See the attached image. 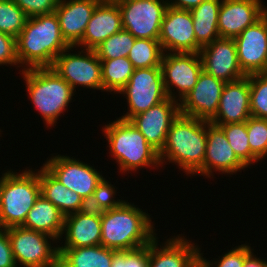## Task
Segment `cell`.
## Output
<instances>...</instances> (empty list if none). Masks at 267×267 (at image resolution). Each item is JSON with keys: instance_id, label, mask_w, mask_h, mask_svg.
<instances>
[{"instance_id": "f546056e", "label": "cell", "mask_w": 267, "mask_h": 267, "mask_svg": "<svg viewBox=\"0 0 267 267\" xmlns=\"http://www.w3.org/2000/svg\"><path fill=\"white\" fill-rule=\"evenodd\" d=\"M164 51L159 40L136 38L128 59L134 69L161 67Z\"/></svg>"}, {"instance_id": "3957f363", "label": "cell", "mask_w": 267, "mask_h": 267, "mask_svg": "<svg viewBox=\"0 0 267 267\" xmlns=\"http://www.w3.org/2000/svg\"><path fill=\"white\" fill-rule=\"evenodd\" d=\"M206 143L207 121L179 114L159 152L161 168L167 162L174 163L186 175L193 176L203 166Z\"/></svg>"}, {"instance_id": "5b68a950", "label": "cell", "mask_w": 267, "mask_h": 267, "mask_svg": "<svg viewBox=\"0 0 267 267\" xmlns=\"http://www.w3.org/2000/svg\"><path fill=\"white\" fill-rule=\"evenodd\" d=\"M21 72L33 107L41 114L47 128L56 126L59 116L61 117L62 113L64 115L76 92L51 67Z\"/></svg>"}, {"instance_id": "4dcf8cb0", "label": "cell", "mask_w": 267, "mask_h": 267, "mask_svg": "<svg viewBox=\"0 0 267 267\" xmlns=\"http://www.w3.org/2000/svg\"><path fill=\"white\" fill-rule=\"evenodd\" d=\"M225 133L229 145L232 147L237 158L247 167L250 168L259 160L251 153L247 136V121L243 123H233L218 125ZM251 165V166H250Z\"/></svg>"}, {"instance_id": "60d3db41", "label": "cell", "mask_w": 267, "mask_h": 267, "mask_svg": "<svg viewBox=\"0 0 267 267\" xmlns=\"http://www.w3.org/2000/svg\"><path fill=\"white\" fill-rule=\"evenodd\" d=\"M0 267H17L11 244L9 241L8 228L0 227Z\"/></svg>"}, {"instance_id": "b9f144b4", "label": "cell", "mask_w": 267, "mask_h": 267, "mask_svg": "<svg viewBox=\"0 0 267 267\" xmlns=\"http://www.w3.org/2000/svg\"><path fill=\"white\" fill-rule=\"evenodd\" d=\"M169 7L181 10H191L199 6L204 0H166Z\"/></svg>"}, {"instance_id": "2e32d148", "label": "cell", "mask_w": 267, "mask_h": 267, "mask_svg": "<svg viewBox=\"0 0 267 267\" xmlns=\"http://www.w3.org/2000/svg\"><path fill=\"white\" fill-rule=\"evenodd\" d=\"M225 84L202 70L193 89L179 103L180 114L210 122L218 110Z\"/></svg>"}, {"instance_id": "ac0fdd59", "label": "cell", "mask_w": 267, "mask_h": 267, "mask_svg": "<svg viewBox=\"0 0 267 267\" xmlns=\"http://www.w3.org/2000/svg\"><path fill=\"white\" fill-rule=\"evenodd\" d=\"M182 235L169 237L161 245L156 236L149 243V267H200L199 245Z\"/></svg>"}, {"instance_id": "e0dca14e", "label": "cell", "mask_w": 267, "mask_h": 267, "mask_svg": "<svg viewBox=\"0 0 267 267\" xmlns=\"http://www.w3.org/2000/svg\"><path fill=\"white\" fill-rule=\"evenodd\" d=\"M179 114V102L168 97L147 111L133 116L129 121L141 132L147 142L160 152L165 145L170 126Z\"/></svg>"}, {"instance_id": "f35d334b", "label": "cell", "mask_w": 267, "mask_h": 267, "mask_svg": "<svg viewBox=\"0 0 267 267\" xmlns=\"http://www.w3.org/2000/svg\"><path fill=\"white\" fill-rule=\"evenodd\" d=\"M16 3L27 15L34 17L54 13L59 0H12Z\"/></svg>"}, {"instance_id": "83f0119b", "label": "cell", "mask_w": 267, "mask_h": 267, "mask_svg": "<svg viewBox=\"0 0 267 267\" xmlns=\"http://www.w3.org/2000/svg\"><path fill=\"white\" fill-rule=\"evenodd\" d=\"M222 0H204L199 6L190 10L196 42L204 47L219 39L218 13Z\"/></svg>"}, {"instance_id": "9c48e42d", "label": "cell", "mask_w": 267, "mask_h": 267, "mask_svg": "<svg viewBox=\"0 0 267 267\" xmlns=\"http://www.w3.org/2000/svg\"><path fill=\"white\" fill-rule=\"evenodd\" d=\"M74 48L75 46H70L61 52L51 68L66 80L75 92L78 86L103 91L101 61L95 51L81 49L78 53H73Z\"/></svg>"}, {"instance_id": "7bdbcfd3", "label": "cell", "mask_w": 267, "mask_h": 267, "mask_svg": "<svg viewBox=\"0 0 267 267\" xmlns=\"http://www.w3.org/2000/svg\"><path fill=\"white\" fill-rule=\"evenodd\" d=\"M243 267H267V261L260 259L253 251L245 258Z\"/></svg>"}, {"instance_id": "44dd1931", "label": "cell", "mask_w": 267, "mask_h": 267, "mask_svg": "<svg viewBox=\"0 0 267 267\" xmlns=\"http://www.w3.org/2000/svg\"><path fill=\"white\" fill-rule=\"evenodd\" d=\"M250 116V86L247 75L224 85L218 110L210 122L215 125L243 123Z\"/></svg>"}, {"instance_id": "74e56055", "label": "cell", "mask_w": 267, "mask_h": 267, "mask_svg": "<svg viewBox=\"0 0 267 267\" xmlns=\"http://www.w3.org/2000/svg\"><path fill=\"white\" fill-rule=\"evenodd\" d=\"M111 267H149V244L133 250L117 251Z\"/></svg>"}, {"instance_id": "9a60e30c", "label": "cell", "mask_w": 267, "mask_h": 267, "mask_svg": "<svg viewBox=\"0 0 267 267\" xmlns=\"http://www.w3.org/2000/svg\"><path fill=\"white\" fill-rule=\"evenodd\" d=\"M245 168L247 167L237 158L229 145L222 128L207 121L206 154L203 166L194 176H206L205 178L208 177L210 179L211 176H214V172L217 173V171L220 174L234 175L239 171L242 172Z\"/></svg>"}, {"instance_id": "52a82bcc", "label": "cell", "mask_w": 267, "mask_h": 267, "mask_svg": "<svg viewBox=\"0 0 267 267\" xmlns=\"http://www.w3.org/2000/svg\"><path fill=\"white\" fill-rule=\"evenodd\" d=\"M8 235L17 267H59V241L54 237L23 226L9 227Z\"/></svg>"}, {"instance_id": "30bf717a", "label": "cell", "mask_w": 267, "mask_h": 267, "mask_svg": "<svg viewBox=\"0 0 267 267\" xmlns=\"http://www.w3.org/2000/svg\"><path fill=\"white\" fill-rule=\"evenodd\" d=\"M122 26L135 38L158 40L168 3L165 0H116Z\"/></svg>"}, {"instance_id": "8992f818", "label": "cell", "mask_w": 267, "mask_h": 267, "mask_svg": "<svg viewBox=\"0 0 267 267\" xmlns=\"http://www.w3.org/2000/svg\"><path fill=\"white\" fill-rule=\"evenodd\" d=\"M5 170L0 176V227L21 226L40 196L38 170Z\"/></svg>"}, {"instance_id": "4316f807", "label": "cell", "mask_w": 267, "mask_h": 267, "mask_svg": "<svg viewBox=\"0 0 267 267\" xmlns=\"http://www.w3.org/2000/svg\"><path fill=\"white\" fill-rule=\"evenodd\" d=\"M116 252L102 245L59 248V267H111Z\"/></svg>"}, {"instance_id": "ba28073f", "label": "cell", "mask_w": 267, "mask_h": 267, "mask_svg": "<svg viewBox=\"0 0 267 267\" xmlns=\"http://www.w3.org/2000/svg\"><path fill=\"white\" fill-rule=\"evenodd\" d=\"M118 93L125 96L128 106L127 112L118 118L126 121L168 98L161 67L134 69L128 83Z\"/></svg>"}, {"instance_id": "f1b7e54d", "label": "cell", "mask_w": 267, "mask_h": 267, "mask_svg": "<svg viewBox=\"0 0 267 267\" xmlns=\"http://www.w3.org/2000/svg\"><path fill=\"white\" fill-rule=\"evenodd\" d=\"M101 61L103 92L118 94L128 83L134 72V67L128 57L114 58Z\"/></svg>"}, {"instance_id": "8fae6325", "label": "cell", "mask_w": 267, "mask_h": 267, "mask_svg": "<svg viewBox=\"0 0 267 267\" xmlns=\"http://www.w3.org/2000/svg\"><path fill=\"white\" fill-rule=\"evenodd\" d=\"M50 155L43 166L67 189L74 191L88 203L97 184L104 177L103 173L74 156Z\"/></svg>"}, {"instance_id": "6da1fadb", "label": "cell", "mask_w": 267, "mask_h": 267, "mask_svg": "<svg viewBox=\"0 0 267 267\" xmlns=\"http://www.w3.org/2000/svg\"><path fill=\"white\" fill-rule=\"evenodd\" d=\"M20 70L52 67L55 58L70 47L61 34L56 13L29 17L16 38Z\"/></svg>"}, {"instance_id": "8d00e7d4", "label": "cell", "mask_w": 267, "mask_h": 267, "mask_svg": "<svg viewBox=\"0 0 267 267\" xmlns=\"http://www.w3.org/2000/svg\"><path fill=\"white\" fill-rule=\"evenodd\" d=\"M253 248L249 244L235 246L232 250L222 254V256L213 260H207L203 257L200 249V267H243L245 258L252 252ZM220 258V259H219ZM217 260V261H216ZM214 264V265H213Z\"/></svg>"}, {"instance_id": "7a4b0ae2", "label": "cell", "mask_w": 267, "mask_h": 267, "mask_svg": "<svg viewBox=\"0 0 267 267\" xmlns=\"http://www.w3.org/2000/svg\"><path fill=\"white\" fill-rule=\"evenodd\" d=\"M126 200L121 206L101 212V245L116 251L148 245L156 236L150 214Z\"/></svg>"}, {"instance_id": "ab89813d", "label": "cell", "mask_w": 267, "mask_h": 267, "mask_svg": "<svg viewBox=\"0 0 267 267\" xmlns=\"http://www.w3.org/2000/svg\"><path fill=\"white\" fill-rule=\"evenodd\" d=\"M9 65L20 68L17 59L16 38L0 32V66Z\"/></svg>"}, {"instance_id": "d6986e66", "label": "cell", "mask_w": 267, "mask_h": 267, "mask_svg": "<svg viewBox=\"0 0 267 267\" xmlns=\"http://www.w3.org/2000/svg\"><path fill=\"white\" fill-rule=\"evenodd\" d=\"M203 70L225 83L245 77L237 58L234 39L219 38L200 49Z\"/></svg>"}, {"instance_id": "603a6c76", "label": "cell", "mask_w": 267, "mask_h": 267, "mask_svg": "<svg viewBox=\"0 0 267 267\" xmlns=\"http://www.w3.org/2000/svg\"><path fill=\"white\" fill-rule=\"evenodd\" d=\"M102 0H59L55 13L63 38L76 46L83 38L93 11Z\"/></svg>"}, {"instance_id": "d4e9b609", "label": "cell", "mask_w": 267, "mask_h": 267, "mask_svg": "<svg viewBox=\"0 0 267 267\" xmlns=\"http://www.w3.org/2000/svg\"><path fill=\"white\" fill-rule=\"evenodd\" d=\"M40 194L65 216L86 210L88 203L77 193L67 189L44 166L38 169Z\"/></svg>"}, {"instance_id": "1f68e13d", "label": "cell", "mask_w": 267, "mask_h": 267, "mask_svg": "<svg viewBox=\"0 0 267 267\" xmlns=\"http://www.w3.org/2000/svg\"><path fill=\"white\" fill-rule=\"evenodd\" d=\"M135 39L129 31L122 29L103 41L94 51L100 60L128 57Z\"/></svg>"}, {"instance_id": "e575fe53", "label": "cell", "mask_w": 267, "mask_h": 267, "mask_svg": "<svg viewBox=\"0 0 267 267\" xmlns=\"http://www.w3.org/2000/svg\"><path fill=\"white\" fill-rule=\"evenodd\" d=\"M247 136L251 153L262 162L267 158V119L250 116L247 120Z\"/></svg>"}, {"instance_id": "d590c367", "label": "cell", "mask_w": 267, "mask_h": 267, "mask_svg": "<svg viewBox=\"0 0 267 267\" xmlns=\"http://www.w3.org/2000/svg\"><path fill=\"white\" fill-rule=\"evenodd\" d=\"M116 186L112 185L105 177L97 184L92 198L88 202V209L92 211H106L121 206L125 200L116 199ZM115 198V199H114Z\"/></svg>"}, {"instance_id": "7c38bea8", "label": "cell", "mask_w": 267, "mask_h": 267, "mask_svg": "<svg viewBox=\"0 0 267 267\" xmlns=\"http://www.w3.org/2000/svg\"><path fill=\"white\" fill-rule=\"evenodd\" d=\"M161 69L168 97L180 103L197 83L203 65L199 53H164Z\"/></svg>"}, {"instance_id": "5bb4252c", "label": "cell", "mask_w": 267, "mask_h": 267, "mask_svg": "<svg viewBox=\"0 0 267 267\" xmlns=\"http://www.w3.org/2000/svg\"><path fill=\"white\" fill-rule=\"evenodd\" d=\"M234 41L239 66L246 76L267 73V12Z\"/></svg>"}, {"instance_id": "836d02e7", "label": "cell", "mask_w": 267, "mask_h": 267, "mask_svg": "<svg viewBox=\"0 0 267 267\" xmlns=\"http://www.w3.org/2000/svg\"><path fill=\"white\" fill-rule=\"evenodd\" d=\"M251 116L267 119V73L248 75Z\"/></svg>"}, {"instance_id": "484cf974", "label": "cell", "mask_w": 267, "mask_h": 267, "mask_svg": "<svg viewBox=\"0 0 267 267\" xmlns=\"http://www.w3.org/2000/svg\"><path fill=\"white\" fill-rule=\"evenodd\" d=\"M64 222L65 215L40 194L21 226L47 234L60 242Z\"/></svg>"}, {"instance_id": "cb8c5ba5", "label": "cell", "mask_w": 267, "mask_h": 267, "mask_svg": "<svg viewBox=\"0 0 267 267\" xmlns=\"http://www.w3.org/2000/svg\"><path fill=\"white\" fill-rule=\"evenodd\" d=\"M122 29L118 4L115 1H101L93 11L82 40L75 48L94 50L103 41Z\"/></svg>"}, {"instance_id": "4fadbf2b", "label": "cell", "mask_w": 267, "mask_h": 267, "mask_svg": "<svg viewBox=\"0 0 267 267\" xmlns=\"http://www.w3.org/2000/svg\"><path fill=\"white\" fill-rule=\"evenodd\" d=\"M159 43L164 53H199L190 10L167 7L161 24Z\"/></svg>"}, {"instance_id": "7402d4cb", "label": "cell", "mask_w": 267, "mask_h": 267, "mask_svg": "<svg viewBox=\"0 0 267 267\" xmlns=\"http://www.w3.org/2000/svg\"><path fill=\"white\" fill-rule=\"evenodd\" d=\"M101 212L88 208L65 216L59 248H78L101 245ZM64 234V235H63ZM64 236V237H63Z\"/></svg>"}, {"instance_id": "277c9868", "label": "cell", "mask_w": 267, "mask_h": 267, "mask_svg": "<svg viewBox=\"0 0 267 267\" xmlns=\"http://www.w3.org/2000/svg\"><path fill=\"white\" fill-rule=\"evenodd\" d=\"M102 129L108 141L109 154L117 162L119 172L129 174L144 167L159 169L161 166L159 152L130 121L117 118L103 125Z\"/></svg>"}, {"instance_id": "ffe728a7", "label": "cell", "mask_w": 267, "mask_h": 267, "mask_svg": "<svg viewBox=\"0 0 267 267\" xmlns=\"http://www.w3.org/2000/svg\"><path fill=\"white\" fill-rule=\"evenodd\" d=\"M266 12L261 0H222L218 13L220 38L234 39Z\"/></svg>"}, {"instance_id": "d6a6232c", "label": "cell", "mask_w": 267, "mask_h": 267, "mask_svg": "<svg viewBox=\"0 0 267 267\" xmlns=\"http://www.w3.org/2000/svg\"><path fill=\"white\" fill-rule=\"evenodd\" d=\"M27 19L24 11L12 0L0 1V32L17 38Z\"/></svg>"}]
</instances>
